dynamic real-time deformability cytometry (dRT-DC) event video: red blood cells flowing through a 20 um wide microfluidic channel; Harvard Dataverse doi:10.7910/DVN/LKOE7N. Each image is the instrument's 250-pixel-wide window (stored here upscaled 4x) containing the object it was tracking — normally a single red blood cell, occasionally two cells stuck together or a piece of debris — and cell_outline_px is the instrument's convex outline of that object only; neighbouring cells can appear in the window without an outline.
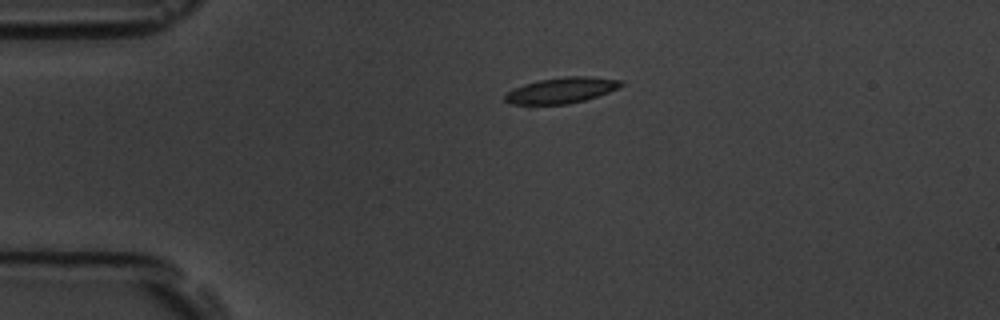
{"species": "common noctule bat (a hibernating species)", "species_latin": "Nyctalus noctula", "temperature_condition": "room temperature", "stored_images_in_passage": 2, "camera_frame_rate_fps": 3000, "um_per_image_px": 0.085, "animal": {"sex": "male", "body_mass_g": 19.5, "forearm_length_mm": 54.6}, "frame": {"image": 1, "passage_image": 1, "time_ms": 0.0, "image_size_px": [1000, 320], "cell_outline_px": [[624, 84], [608, 92], [584, 100], [568, 104], [528, 108], [512, 104], [504, 100], [504, 96], [512, 88], [524, 84], [540, 80], [568, 76], [588, 76], [624, 80]], "centroid_in_image_um": [47.62, 7.73], "position_along_channel_um": 37.4, "area_um2": 18.09}}